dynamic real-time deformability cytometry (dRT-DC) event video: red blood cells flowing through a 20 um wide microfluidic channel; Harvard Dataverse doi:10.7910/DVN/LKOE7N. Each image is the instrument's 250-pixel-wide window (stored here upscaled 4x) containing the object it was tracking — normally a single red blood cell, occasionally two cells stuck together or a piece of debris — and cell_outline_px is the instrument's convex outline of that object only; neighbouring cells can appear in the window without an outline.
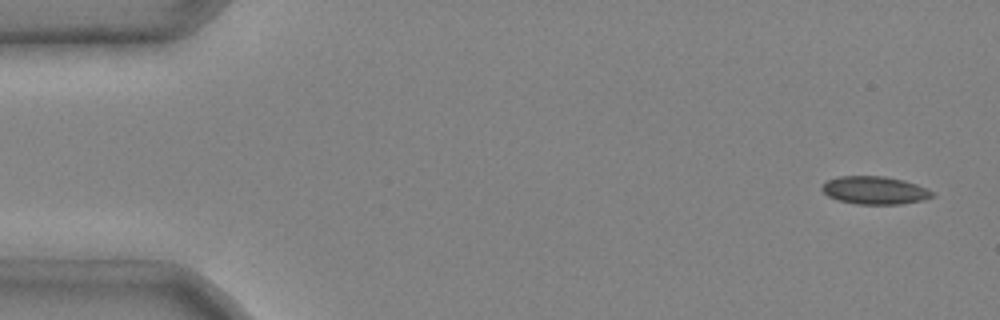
{"species": "common noctule bat (a hibernating species)", "species_latin": "Nyctalus noctula", "temperature_condition": "cold", "stored_images_in_passage": 5, "camera_frame_rate_fps": 3000, "um_per_image_px": 0.085, "animal": {"sex": "male", "body_mass_g": 20.4}, "frame": {"image": 1, "passage_image": 1, "time_ms": 0.0, "image_size_px": [1000, 320], "cell_outline_px": [[936, 192], [932, 196], [920, 200], [900, 204], [856, 204], [840, 200], [828, 196], [820, 188], [828, 180], [840, 176], [884, 176], [904, 180], [916, 184]], "centroid_in_image_um": [74.35, 16.17], "position_along_channel_um": 10.6, "area_um2": 17.74}}
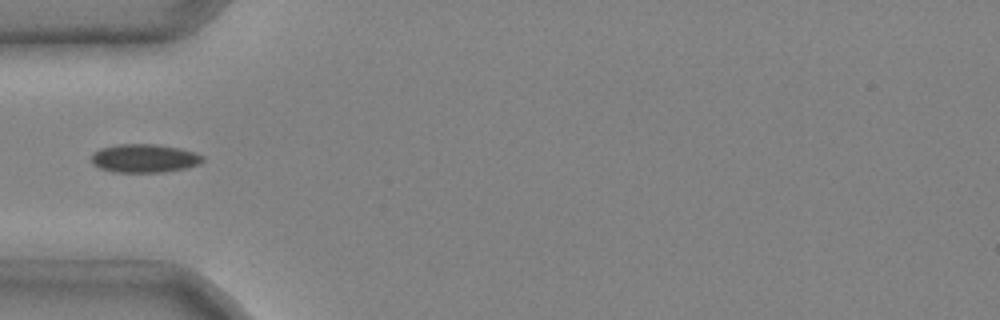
{"frame": {"image": 2, "passage_image": 4, "time_ms": 1.0, "image_size_px": [1000, 320], "cell_outline_px": [[204, 160], [200, 164], [184, 168], [164, 172], [112, 172], [100, 168], [92, 164], [92, 152], [100, 148], [116, 144], [156, 144], [180, 148], [196, 152], [204, 156]], "centroid_in_image_um": [12.27, 13.45], "position_along_channel_um": 72.7, "area_um2": 18.67}}
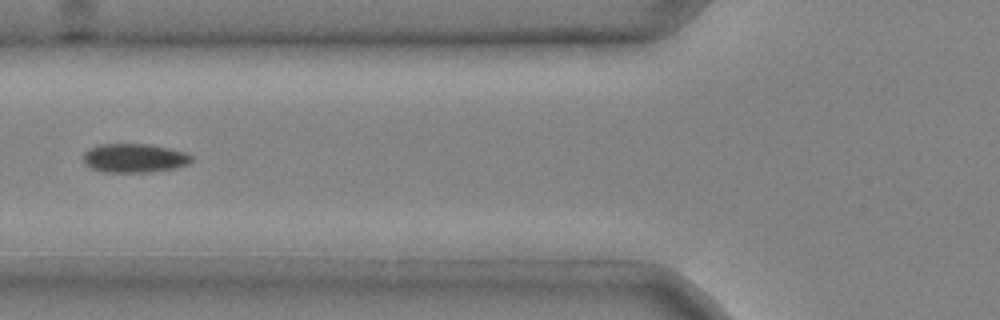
{"frame": {"image": 3, "passage_image": 5, "time_ms": 1.333, "image_size_px": [1000, 320], "cell_outline_px": [[196, 156], [188, 164], [176, 168], [148, 172], [100, 172], [84, 164], [84, 152], [100, 144], [148, 144], [188, 152]], "centroid_in_image_um": [11.47, 13.44], "position_along_channel_um": 114.3, "area_um2": 18.38}}